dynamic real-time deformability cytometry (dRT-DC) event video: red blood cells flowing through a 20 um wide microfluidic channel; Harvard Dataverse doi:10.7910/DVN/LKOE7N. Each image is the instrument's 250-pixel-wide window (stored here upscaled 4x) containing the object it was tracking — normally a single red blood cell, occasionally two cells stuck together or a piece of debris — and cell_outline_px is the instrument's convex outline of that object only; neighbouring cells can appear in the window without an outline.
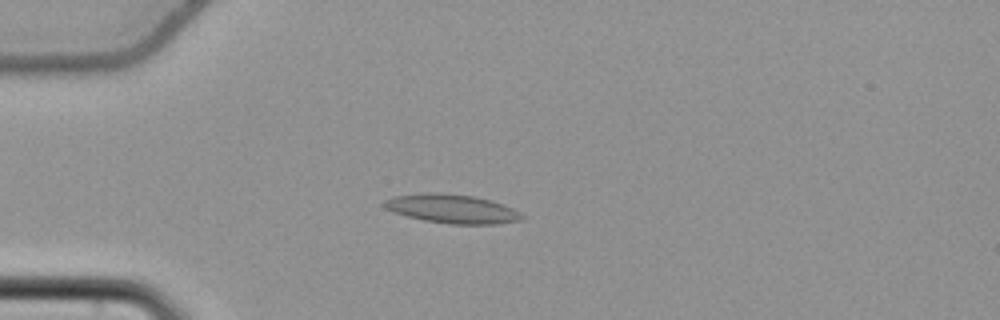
{"species": "common noctule bat (a hibernating species)", "species_latin": "Nyctalus noctula", "temperature_condition": "cold", "stored_images_in_passage": 57, "camera_frame_rate_fps": 3000, "um_per_image_px": 0.085, "animal": {"sex": "female", "body_mass_g": 22.7, "forearm_length_mm": 54.2}, "frame": {"image": 1, "passage_image": 17, "time_ms": 5.333, "image_size_px": [1000, 320], "cell_outline_px": [[524, 216], [520, 220], [496, 224], [448, 224], [424, 220], [408, 216], [384, 208], [384, 200], [392, 196], [428, 192], [440, 192], [476, 196], [492, 200], [504, 204], [520, 212]], "centroid_in_image_um": [38.44, 17.73], "position_along_channel_um": 46.6, "area_um2": 23.29}}
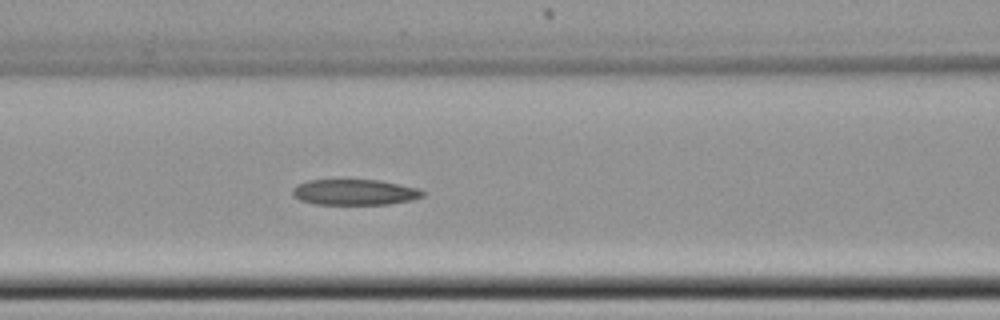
{"frame": {"image": 2, "passage_image": 26, "time_ms": 8.333, "image_size_px": [1000, 320], "cell_outline_px": [[428, 192], [424, 196], [412, 200], [388, 204], [316, 204], [300, 200], [292, 196], [292, 188], [296, 184], [308, 180], [380, 180], [400, 184], [416, 188]], "centroid_in_image_um": [30.14, 16.33], "position_along_channel_um": 136.5, "area_um2": 19.65}}
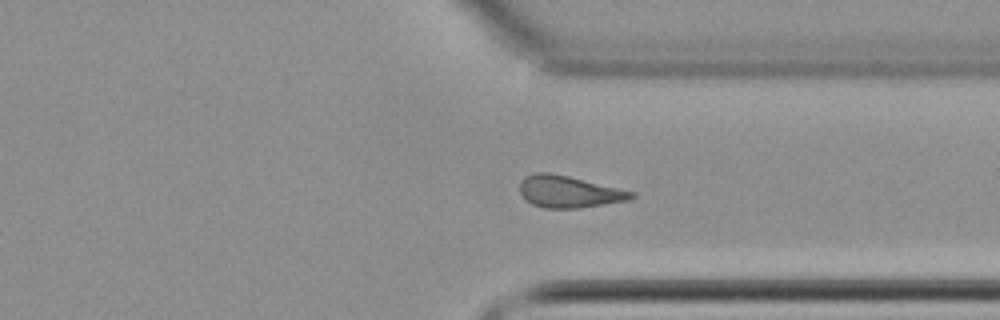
{"frame": {"image": 3, "passage_image": 44, "time_ms": 14.333, "image_size_px": [1000, 320], "cell_outline_px": [[636, 196], [628, 200], [580, 208], [544, 208], [532, 204], [524, 200], [520, 192], [520, 180], [524, 176], [532, 172], [548, 172], [568, 176], [636, 192]], "centroid_in_image_um": [48.32, 16.29], "position_along_channel_um": 363.1, "area_um2": 20.87}}